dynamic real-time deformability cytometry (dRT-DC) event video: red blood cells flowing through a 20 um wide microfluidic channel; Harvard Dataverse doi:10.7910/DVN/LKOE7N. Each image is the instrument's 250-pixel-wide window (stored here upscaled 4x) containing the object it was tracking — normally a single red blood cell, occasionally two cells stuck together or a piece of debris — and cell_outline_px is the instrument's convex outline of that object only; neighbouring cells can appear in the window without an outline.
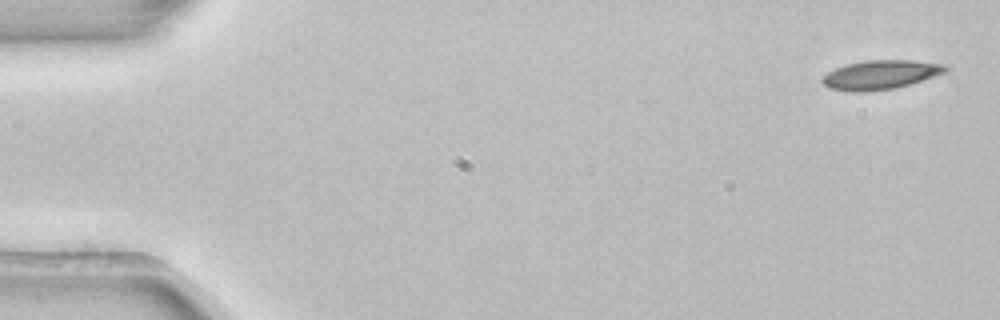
{"species": "common noctule bat (a hibernating species)", "species_latin": "Nyctalus noctula", "temperature_condition": "room temperature", "stored_images_in_passage": 4, "camera_frame_rate_fps": 3000, "um_per_image_px": 0.085, "animal": {"sex": "female", "body_mass_g": 22.7, "forearm_length_mm": 54.2}, "frame": {"image": 1, "passage_image": 1, "time_ms": 0.0, "image_size_px": [1000, 320], "cell_outline_px": [[948, 72], [896, 88], [868, 92], [848, 92], [828, 88], [820, 80], [828, 72], [836, 68], [848, 64], [864, 60], [912, 60], [948, 64]], "centroid_in_image_um": [74.87, 6.36], "position_along_channel_um": 10.1, "area_um2": 21.15}}